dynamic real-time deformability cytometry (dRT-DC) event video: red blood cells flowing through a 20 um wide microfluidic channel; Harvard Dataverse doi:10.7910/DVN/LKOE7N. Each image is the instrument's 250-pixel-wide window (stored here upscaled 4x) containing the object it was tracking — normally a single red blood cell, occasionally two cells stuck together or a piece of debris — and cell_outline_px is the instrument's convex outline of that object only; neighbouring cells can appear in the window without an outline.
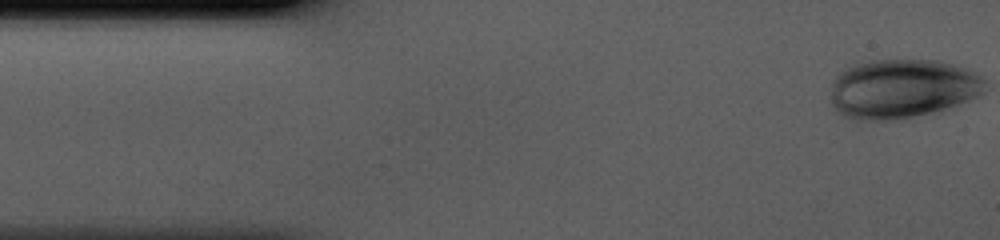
{"species": "human", "species_latin": "Homo sapiens", "temperature_condition": "cold", "stored_images_in_passage": 42, "camera_frame_rate_fps": 3000, "um_per_image_px": 0.085, "donor": {"sex": "male"}, "frame": {"image": 1, "passage_image": 1, "time_ms": 0.0, "image_size_px": [1000, 240], "cell_outline_px": [[984, 92], [980, 96], [932, 112], [896, 120], [856, 120], [844, 116], [836, 112], [832, 104], [832, 84], [836, 76], [848, 68], [860, 64], [876, 60], [936, 60], [952, 64], [964, 68], [980, 76], [984, 80]], "centroid_in_image_um": [76.68, 7.55], "position_along_channel_um": 8.3, "area_um2": 52.66}}
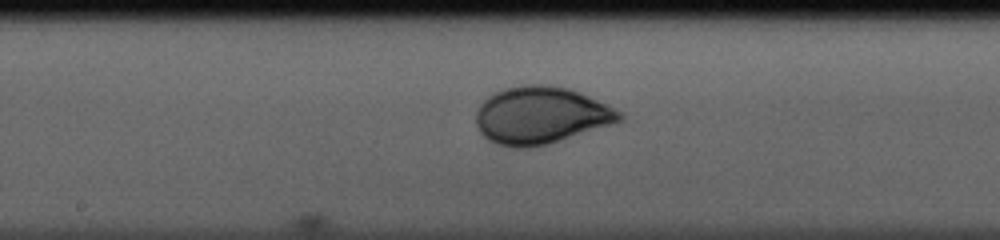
{"frame": {"image": 2, "passage_image": 21, "time_ms": 6.667, "image_size_px": [1000, 240], "cell_outline_px": [[624, 120], [612, 124], [548, 144], [532, 148], [512, 148], [496, 144], [488, 140], [480, 132], [476, 124], [476, 112], [480, 104], [488, 96], [504, 88], [528, 84], [540, 84], [568, 88], [580, 92], [620, 112], [624, 116]], "centroid_in_image_um": [45.93, 9.82], "position_along_channel_um": 202.3, "area_um2": 47.74}}
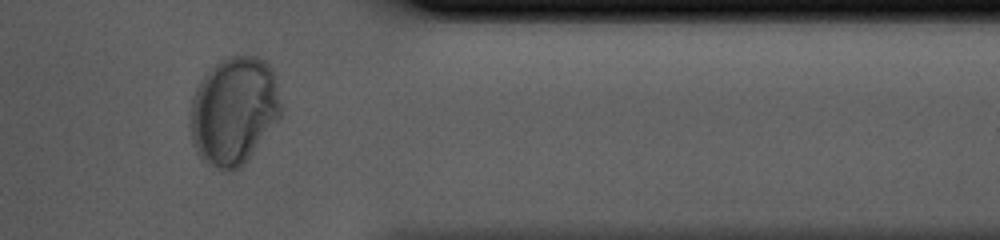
{"frame": {"image": 3, "passage_image": 35, "time_ms": 11.333, "image_size_px": [1000, 240], "cell_outline_px": [[284, 108], [280, 116], [248, 160], [236, 172], [232, 172], [220, 168], [200, 160], [192, 144], [192, 96], [200, 80], [224, 56], [260, 56], [276, 72], [284, 104]], "centroid_in_image_um": [19.95, 9.39], "position_along_channel_um": 391.5, "area_um2": 57.8}}